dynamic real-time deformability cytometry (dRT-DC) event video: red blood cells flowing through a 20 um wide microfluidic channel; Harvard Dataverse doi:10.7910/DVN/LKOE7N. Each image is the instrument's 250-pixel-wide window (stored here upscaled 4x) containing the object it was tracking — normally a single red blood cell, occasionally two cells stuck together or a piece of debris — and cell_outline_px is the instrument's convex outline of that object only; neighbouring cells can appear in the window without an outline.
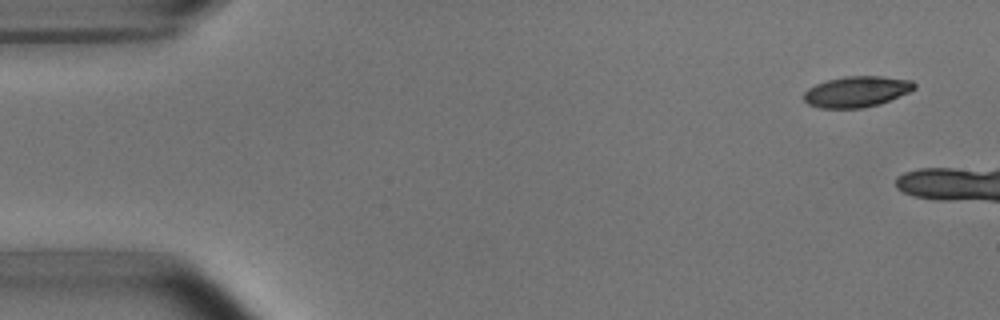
{"species": "common noctule bat (a hibernating species)", "species_latin": "Nyctalus noctula", "temperature_condition": "room temperature", "stored_images_in_passage": 3, "camera_frame_rate_fps": 3000, "um_per_image_px": 0.085, "animal": {"sex": "male", "body_mass_g": 15.6}, "frame": {"image": 1, "passage_image": 1, "time_ms": 0.0, "image_size_px": [1000, 320], "cell_outline_px": [[916, 88], [908, 92], [880, 104], [864, 108], [820, 108], [808, 104], [804, 100], [804, 92], [808, 88], [816, 84], [828, 80], [844, 76], [880, 76], [912, 80], [916, 84]], "centroid_in_image_um": [72.81, 7.79], "position_along_channel_um": 12.2, "area_um2": 19.88}}